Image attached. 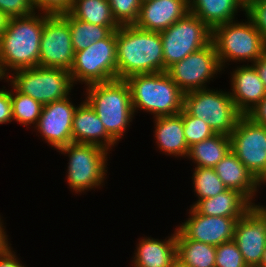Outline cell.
<instances>
[{
  "label": "cell",
  "instance_id": "cell-1",
  "mask_svg": "<svg viewBox=\"0 0 266 267\" xmlns=\"http://www.w3.org/2000/svg\"><path fill=\"white\" fill-rule=\"evenodd\" d=\"M160 32L123 25L116 30L117 79L164 72Z\"/></svg>",
  "mask_w": 266,
  "mask_h": 267
},
{
  "label": "cell",
  "instance_id": "cell-2",
  "mask_svg": "<svg viewBox=\"0 0 266 267\" xmlns=\"http://www.w3.org/2000/svg\"><path fill=\"white\" fill-rule=\"evenodd\" d=\"M36 13L10 18L2 33L0 66L6 76L15 70L39 66L43 26L49 14Z\"/></svg>",
  "mask_w": 266,
  "mask_h": 267
},
{
  "label": "cell",
  "instance_id": "cell-3",
  "mask_svg": "<svg viewBox=\"0 0 266 267\" xmlns=\"http://www.w3.org/2000/svg\"><path fill=\"white\" fill-rule=\"evenodd\" d=\"M85 88V100L96 112L106 132L118 143L135 115L127 82L116 79Z\"/></svg>",
  "mask_w": 266,
  "mask_h": 267
},
{
  "label": "cell",
  "instance_id": "cell-4",
  "mask_svg": "<svg viewBox=\"0 0 266 267\" xmlns=\"http://www.w3.org/2000/svg\"><path fill=\"white\" fill-rule=\"evenodd\" d=\"M125 81L130 88L134 113L141 109L159 117L183 110L184 93L167 72L132 75Z\"/></svg>",
  "mask_w": 266,
  "mask_h": 267
},
{
  "label": "cell",
  "instance_id": "cell-5",
  "mask_svg": "<svg viewBox=\"0 0 266 267\" xmlns=\"http://www.w3.org/2000/svg\"><path fill=\"white\" fill-rule=\"evenodd\" d=\"M247 21L237 20L216 26L212 30V42L217 51L222 70L227 62H251L266 52V43L253 21L245 14ZM237 21V22H236ZM224 67V68H223Z\"/></svg>",
  "mask_w": 266,
  "mask_h": 267
},
{
  "label": "cell",
  "instance_id": "cell-6",
  "mask_svg": "<svg viewBox=\"0 0 266 267\" xmlns=\"http://www.w3.org/2000/svg\"><path fill=\"white\" fill-rule=\"evenodd\" d=\"M6 81L11 88L42 105L68 97L75 86L68 70L41 66L15 70L7 75Z\"/></svg>",
  "mask_w": 266,
  "mask_h": 267
},
{
  "label": "cell",
  "instance_id": "cell-7",
  "mask_svg": "<svg viewBox=\"0 0 266 267\" xmlns=\"http://www.w3.org/2000/svg\"><path fill=\"white\" fill-rule=\"evenodd\" d=\"M183 110L205 121L215 133L230 136L242 114L237 110L229 92L200 89L184 94Z\"/></svg>",
  "mask_w": 266,
  "mask_h": 267
},
{
  "label": "cell",
  "instance_id": "cell-8",
  "mask_svg": "<svg viewBox=\"0 0 266 267\" xmlns=\"http://www.w3.org/2000/svg\"><path fill=\"white\" fill-rule=\"evenodd\" d=\"M69 158L67 182L75 193H84L93 188L103 187L106 172L108 151L92 144L70 143L58 149Z\"/></svg>",
  "mask_w": 266,
  "mask_h": 267
},
{
  "label": "cell",
  "instance_id": "cell-9",
  "mask_svg": "<svg viewBox=\"0 0 266 267\" xmlns=\"http://www.w3.org/2000/svg\"><path fill=\"white\" fill-rule=\"evenodd\" d=\"M69 73L74 84L79 81L86 86L116 80V31H112L105 39L75 52Z\"/></svg>",
  "mask_w": 266,
  "mask_h": 267
},
{
  "label": "cell",
  "instance_id": "cell-10",
  "mask_svg": "<svg viewBox=\"0 0 266 267\" xmlns=\"http://www.w3.org/2000/svg\"><path fill=\"white\" fill-rule=\"evenodd\" d=\"M164 59V72L174 63L182 61L212 42V30L190 12L169 28L160 32Z\"/></svg>",
  "mask_w": 266,
  "mask_h": 267
},
{
  "label": "cell",
  "instance_id": "cell-11",
  "mask_svg": "<svg viewBox=\"0 0 266 267\" xmlns=\"http://www.w3.org/2000/svg\"><path fill=\"white\" fill-rule=\"evenodd\" d=\"M222 71L214 43L189 54L182 61L174 63L167 69L171 79L185 94L187 92L208 88L206 83L213 80Z\"/></svg>",
  "mask_w": 266,
  "mask_h": 267
},
{
  "label": "cell",
  "instance_id": "cell-12",
  "mask_svg": "<svg viewBox=\"0 0 266 267\" xmlns=\"http://www.w3.org/2000/svg\"><path fill=\"white\" fill-rule=\"evenodd\" d=\"M231 151L259 180L266 172V126L242 115L230 135Z\"/></svg>",
  "mask_w": 266,
  "mask_h": 267
},
{
  "label": "cell",
  "instance_id": "cell-13",
  "mask_svg": "<svg viewBox=\"0 0 266 267\" xmlns=\"http://www.w3.org/2000/svg\"><path fill=\"white\" fill-rule=\"evenodd\" d=\"M74 50L68 24V13L48 15L40 42L39 66L70 70Z\"/></svg>",
  "mask_w": 266,
  "mask_h": 267
},
{
  "label": "cell",
  "instance_id": "cell-14",
  "mask_svg": "<svg viewBox=\"0 0 266 267\" xmlns=\"http://www.w3.org/2000/svg\"><path fill=\"white\" fill-rule=\"evenodd\" d=\"M70 99L68 96L43 105L39 120L34 126L44 140L56 150L72 143V123L77 107Z\"/></svg>",
  "mask_w": 266,
  "mask_h": 267
},
{
  "label": "cell",
  "instance_id": "cell-15",
  "mask_svg": "<svg viewBox=\"0 0 266 267\" xmlns=\"http://www.w3.org/2000/svg\"><path fill=\"white\" fill-rule=\"evenodd\" d=\"M234 241L248 267L260 266L266 247V221L253 207L236 221Z\"/></svg>",
  "mask_w": 266,
  "mask_h": 267
},
{
  "label": "cell",
  "instance_id": "cell-16",
  "mask_svg": "<svg viewBox=\"0 0 266 267\" xmlns=\"http://www.w3.org/2000/svg\"><path fill=\"white\" fill-rule=\"evenodd\" d=\"M188 217L177 228L186 238L215 247L234 240V227L239 218L206 216L193 207H190Z\"/></svg>",
  "mask_w": 266,
  "mask_h": 267
},
{
  "label": "cell",
  "instance_id": "cell-17",
  "mask_svg": "<svg viewBox=\"0 0 266 267\" xmlns=\"http://www.w3.org/2000/svg\"><path fill=\"white\" fill-rule=\"evenodd\" d=\"M189 12V0H142L134 26L145 31L161 32Z\"/></svg>",
  "mask_w": 266,
  "mask_h": 267
},
{
  "label": "cell",
  "instance_id": "cell-18",
  "mask_svg": "<svg viewBox=\"0 0 266 267\" xmlns=\"http://www.w3.org/2000/svg\"><path fill=\"white\" fill-rule=\"evenodd\" d=\"M231 76L229 94L237 110L245 115L266 96V89L252 64L235 68Z\"/></svg>",
  "mask_w": 266,
  "mask_h": 267
},
{
  "label": "cell",
  "instance_id": "cell-19",
  "mask_svg": "<svg viewBox=\"0 0 266 267\" xmlns=\"http://www.w3.org/2000/svg\"><path fill=\"white\" fill-rule=\"evenodd\" d=\"M72 142L96 145L107 151L117 145V142L106 132L103 123L85 99L75 110L72 123Z\"/></svg>",
  "mask_w": 266,
  "mask_h": 267
},
{
  "label": "cell",
  "instance_id": "cell-20",
  "mask_svg": "<svg viewBox=\"0 0 266 267\" xmlns=\"http://www.w3.org/2000/svg\"><path fill=\"white\" fill-rule=\"evenodd\" d=\"M168 238V239H167ZM164 240L143 237L139 240L131 266L133 267H170L177 258L176 228Z\"/></svg>",
  "mask_w": 266,
  "mask_h": 267
},
{
  "label": "cell",
  "instance_id": "cell-21",
  "mask_svg": "<svg viewBox=\"0 0 266 267\" xmlns=\"http://www.w3.org/2000/svg\"><path fill=\"white\" fill-rule=\"evenodd\" d=\"M214 170L227 189L239 191L251 203L255 201L253 199L259 190L258 180L231 150Z\"/></svg>",
  "mask_w": 266,
  "mask_h": 267
},
{
  "label": "cell",
  "instance_id": "cell-22",
  "mask_svg": "<svg viewBox=\"0 0 266 267\" xmlns=\"http://www.w3.org/2000/svg\"><path fill=\"white\" fill-rule=\"evenodd\" d=\"M157 148L165 155L187 157L189 146L184 136L182 111L175 115L154 117Z\"/></svg>",
  "mask_w": 266,
  "mask_h": 267
},
{
  "label": "cell",
  "instance_id": "cell-23",
  "mask_svg": "<svg viewBox=\"0 0 266 267\" xmlns=\"http://www.w3.org/2000/svg\"><path fill=\"white\" fill-rule=\"evenodd\" d=\"M246 6L243 0H189L190 13L199 17L211 30L235 21L240 9L246 14Z\"/></svg>",
  "mask_w": 266,
  "mask_h": 267
},
{
  "label": "cell",
  "instance_id": "cell-24",
  "mask_svg": "<svg viewBox=\"0 0 266 267\" xmlns=\"http://www.w3.org/2000/svg\"><path fill=\"white\" fill-rule=\"evenodd\" d=\"M252 203L239 191L226 189L214 197L199 200L193 208L202 215L241 218Z\"/></svg>",
  "mask_w": 266,
  "mask_h": 267
},
{
  "label": "cell",
  "instance_id": "cell-25",
  "mask_svg": "<svg viewBox=\"0 0 266 267\" xmlns=\"http://www.w3.org/2000/svg\"><path fill=\"white\" fill-rule=\"evenodd\" d=\"M231 150L230 136L215 133L189 147L187 158L195 167L214 168Z\"/></svg>",
  "mask_w": 266,
  "mask_h": 267
},
{
  "label": "cell",
  "instance_id": "cell-26",
  "mask_svg": "<svg viewBox=\"0 0 266 267\" xmlns=\"http://www.w3.org/2000/svg\"><path fill=\"white\" fill-rule=\"evenodd\" d=\"M177 258L189 267H215L216 247L186 238L176 227Z\"/></svg>",
  "mask_w": 266,
  "mask_h": 267
},
{
  "label": "cell",
  "instance_id": "cell-27",
  "mask_svg": "<svg viewBox=\"0 0 266 267\" xmlns=\"http://www.w3.org/2000/svg\"><path fill=\"white\" fill-rule=\"evenodd\" d=\"M69 13L76 19L108 26L112 31L120 27L113 17L108 0H73Z\"/></svg>",
  "mask_w": 266,
  "mask_h": 267
},
{
  "label": "cell",
  "instance_id": "cell-28",
  "mask_svg": "<svg viewBox=\"0 0 266 267\" xmlns=\"http://www.w3.org/2000/svg\"><path fill=\"white\" fill-rule=\"evenodd\" d=\"M68 24L74 53L89 47L96 41L105 39L112 32L108 26L91 24L76 19L69 12Z\"/></svg>",
  "mask_w": 266,
  "mask_h": 267
},
{
  "label": "cell",
  "instance_id": "cell-29",
  "mask_svg": "<svg viewBox=\"0 0 266 267\" xmlns=\"http://www.w3.org/2000/svg\"><path fill=\"white\" fill-rule=\"evenodd\" d=\"M13 121L24 126L36 125L42 112L43 105L31 98L29 95L10 90Z\"/></svg>",
  "mask_w": 266,
  "mask_h": 267
},
{
  "label": "cell",
  "instance_id": "cell-30",
  "mask_svg": "<svg viewBox=\"0 0 266 267\" xmlns=\"http://www.w3.org/2000/svg\"><path fill=\"white\" fill-rule=\"evenodd\" d=\"M192 176L193 190L198 196V200L190 207H193L199 200L214 197L227 189L214 168L195 167Z\"/></svg>",
  "mask_w": 266,
  "mask_h": 267
},
{
  "label": "cell",
  "instance_id": "cell-31",
  "mask_svg": "<svg viewBox=\"0 0 266 267\" xmlns=\"http://www.w3.org/2000/svg\"><path fill=\"white\" fill-rule=\"evenodd\" d=\"M182 119L184 136L189 147L215 134L212 128L205 121L188 115L184 110H182Z\"/></svg>",
  "mask_w": 266,
  "mask_h": 267
},
{
  "label": "cell",
  "instance_id": "cell-32",
  "mask_svg": "<svg viewBox=\"0 0 266 267\" xmlns=\"http://www.w3.org/2000/svg\"><path fill=\"white\" fill-rule=\"evenodd\" d=\"M115 21L120 25H134L142 0H108Z\"/></svg>",
  "mask_w": 266,
  "mask_h": 267
},
{
  "label": "cell",
  "instance_id": "cell-33",
  "mask_svg": "<svg viewBox=\"0 0 266 267\" xmlns=\"http://www.w3.org/2000/svg\"><path fill=\"white\" fill-rule=\"evenodd\" d=\"M215 267H248L234 240L216 246Z\"/></svg>",
  "mask_w": 266,
  "mask_h": 267
},
{
  "label": "cell",
  "instance_id": "cell-34",
  "mask_svg": "<svg viewBox=\"0 0 266 267\" xmlns=\"http://www.w3.org/2000/svg\"><path fill=\"white\" fill-rule=\"evenodd\" d=\"M246 15L253 21L266 43V0H252L246 6Z\"/></svg>",
  "mask_w": 266,
  "mask_h": 267
},
{
  "label": "cell",
  "instance_id": "cell-35",
  "mask_svg": "<svg viewBox=\"0 0 266 267\" xmlns=\"http://www.w3.org/2000/svg\"><path fill=\"white\" fill-rule=\"evenodd\" d=\"M0 10L9 18L26 16L35 12L31 0H0Z\"/></svg>",
  "mask_w": 266,
  "mask_h": 267
},
{
  "label": "cell",
  "instance_id": "cell-36",
  "mask_svg": "<svg viewBox=\"0 0 266 267\" xmlns=\"http://www.w3.org/2000/svg\"><path fill=\"white\" fill-rule=\"evenodd\" d=\"M32 5L41 13L57 15L68 13L71 9L73 0H31Z\"/></svg>",
  "mask_w": 266,
  "mask_h": 267
},
{
  "label": "cell",
  "instance_id": "cell-37",
  "mask_svg": "<svg viewBox=\"0 0 266 267\" xmlns=\"http://www.w3.org/2000/svg\"><path fill=\"white\" fill-rule=\"evenodd\" d=\"M0 89V124L13 121L10 90Z\"/></svg>",
  "mask_w": 266,
  "mask_h": 267
},
{
  "label": "cell",
  "instance_id": "cell-38",
  "mask_svg": "<svg viewBox=\"0 0 266 267\" xmlns=\"http://www.w3.org/2000/svg\"><path fill=\"white\" fill-rule=\"evenodd\" d=\"M245 116L258 125L266 126V96Z\"/></svg>",
  "mask_w": 266,
  "mask_h": 267
},
{
  "label": "cell",
  "instance_id": "cell-39",
  "mask_svg": "<svg viewBox=\"0 0 266 267\" xmlns=\"http://www.w3.org/2000/svg\"><path fill=\"white\" fill-rule=\"evenodd\" d=\"M16 252L12 248L4 255H0V267H26L20 263Z\"/></svg>",
  "mask_w": 266,
  "mask_h": 267
},
{
  "label": "cell",
  "instance_id": "cell-40",
  "mask_svg": "<svg viewBox=\"0 0 266 267\" xmlns=\"http://www.w3.org/2000/svg\"><path fill=\"white\" fill-rule=\"evenodd\" d=\"M252 65L257 70L259 77L266 89V52L260 58H258Z\"/></svg>",
  "mask_w": 266,
  "mask_h": 267
},
{
  "label": "cell",
  "instance_id": "cell-41",
  "mask_svg": "<svg viewBox=\"0 0 266 267\" xmlns=\"http://www.w3.org/2000/svg\"><path fill=\"white\" fill-rule=\"evenodd\" d=\"M2 223L3 220L1 221L0 218V255L6 254L11 249V244L8 241V235L4 228L5 226Z\"/></svg>",
  "mask_w": 266,
  "mask_h": 267
},
{
  "label": "cell",
  "instance_id": "cell-42",
  "mask_svg": "<svg viewBox=\"0 0 266 267\" xmlns=\"http://www.w3.org/2000/svg\"><path fill=\"white\" fill-rule=\"evenodd\" d=\"M9 20L10 18L0 10V38L8 26Z\"/></svg>",
  "mask_w": 266,
  "mask_h": 267
},
{
  "label": "cell",
  "instance_id": "cell-43",
  "mask_svg": "<svg viewBox=\"0 0 266 267\" xmlns=\"http://www.w3.org/2000/svg\"><path fill=\"white\" fill-rule=\"evenodd\" d=\"M252 207L264 218L266 221V206H262L260 204H255V202L252 203Z\"/></svg>",
  "mask_w": 266,
  "mask_h": 267
},
{
  "label": "cell",
  "instance_id": "cell-44",
  "mask_svg": "<svg viewBox=\"0 0 266 267\" xmlns=\"http://www.w3.org/2000/svg\"><path fill=\"white\" fill-rule=\"evenodd\" d=\"M170 267H189L185 263H183L179 258H176Z\"/></svg>",
  "mask_w": 266,
  "mask_h": 267
},
{
  "label": "cell",
  "instance_id": "cell-45",
  "mask_svg": "<svg viewBox=\"0 0 266 267\" xmlns=\"http://www.w3.org/2000/svg\"><path fill=\"white\" fill-rule=\"evenodd\" d=\"M266 183V172L265 174L258 180V185H259V188L261 187V185L265 184Z\"/></svg>",
  "mask_w": 266,
  "mask_h": 267
},
{
  "label": "cell",
  "instance_id": "cell-46",
  "mask_svg": "<svg viewBox=\"0 0 266 267\" xmlns=\"http://www.w3.org/2000/svg\"><path fill=\"white\" fill-rule=\"evenodd\" d=\"M259 267H266V247H265V250H264V255H263L262 262H261Z\"/></svg>",
  "mask_w": 266,
  "mask_h": 267
},
{
  "label": "cell",
  "instance_id": "cell-47",
  "mask_svg": "<svg viewBox=\"0 0 266 267\" xmlns=\"http://www.w3.org/2000/svg\"><path fill=\"white\" fill-rule=\"evenodd\" d=\"M6 77L7 76L3 73L2 69H1V66H0V81L3 80V79L6 80Z\"/></svg>",
  "mask_w": 266,
  "mask_h": 267
},
{
  "label": "cell",
  "instance_id": "cell-48",
  "mask_svg": "<svg viewBox=\"0 0 266 267\" xmlns=\"http://www.w3.org/2000/svg\"><path fill=\"white\" fill-rule=\"evenodd\" d=\"M244 1V3L247 5L250 1H252V0H243Z\"/></svg>",
  "mask_w": 266,
  "mask_h": 267
}]
</instances>
